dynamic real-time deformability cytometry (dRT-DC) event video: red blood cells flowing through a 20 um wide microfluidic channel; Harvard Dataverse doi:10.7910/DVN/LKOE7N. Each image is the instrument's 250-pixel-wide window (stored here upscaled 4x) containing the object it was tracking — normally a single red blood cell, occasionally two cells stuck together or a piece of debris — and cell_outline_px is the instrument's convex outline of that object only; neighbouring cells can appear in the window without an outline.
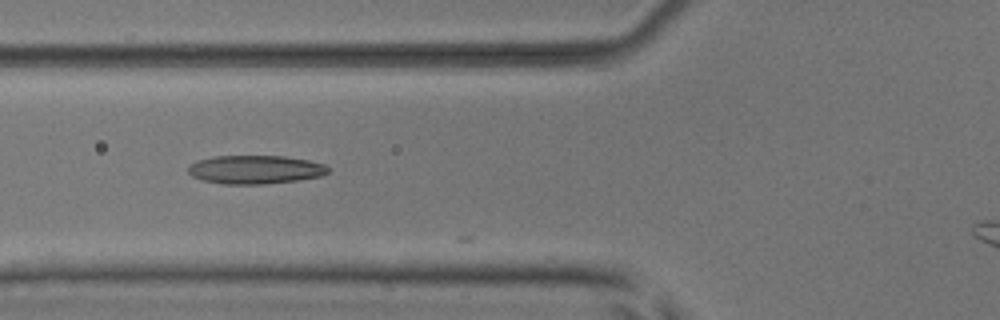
{"species": "common noctule bat (a hibernating species)", "species_latin": "Nyctalus noctula", "temperature_condition": "room temperature", "stored_images_in_passage": 10, "camera_frame_rate_fps": 3000, "um_per_image_px": 0.085, "animal": {"sex": "male", "body_mass_g": 17.9, "forearm_length_mm": 54.2}, "frame": {"image": 1, "passage_image": 7, "time_ms": 2.0, "image_size_px": [1000, 320], "cell_outline_px": [[328, 172], [320, 176], [300, 180], [264, 184], [224, 184], [204, 180], [192, 176], [188, 172], [188, 168], [196, 160], [216, 156], [284, 156], [308, 160], [324, 164], [328, 168]], "centroid_in_image_um": [21.7, 14.41], "position_along_channel_um": 104.1, "area_um2": 23.18}}